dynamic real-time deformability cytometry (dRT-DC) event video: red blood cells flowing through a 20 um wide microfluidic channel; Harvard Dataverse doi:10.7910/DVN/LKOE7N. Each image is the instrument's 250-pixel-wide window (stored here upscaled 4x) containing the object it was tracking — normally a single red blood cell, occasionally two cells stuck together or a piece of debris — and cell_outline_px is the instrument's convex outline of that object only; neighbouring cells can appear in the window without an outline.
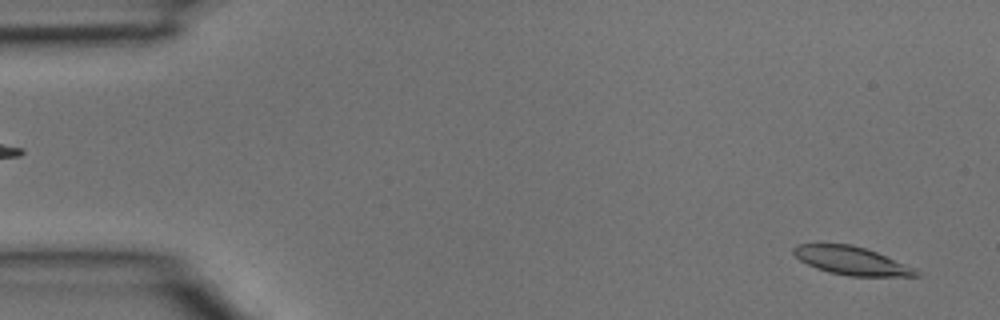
{"species": "common noctule bat (a hibernating species)", "species_latin": "Nyctalus noctula", "temperature_condition": "room temperature", "stored_images_in_passage": 38, "camera_frame_rate_fps": 3000, "um_per_image_px": 0.085, "animal": {"sex": "male", "body_mass_g": 15.6}, "frame": {"image": 1, "passage_image": 1, "time_ms": 0.0, "image_size_px": [1000, 320], "cell_outline_px": [[920, 276], [848, 276], [828, 272], [816, 268], [800, 260], [792, 252], [792, 248], [796, 244], [852, 244], [876, 252], [916, 268], [920, 272]], "centroid_in_image_um": [72.38, 22.16], "position_along_channel_um": 12.6, "area_um2": 20.11}}
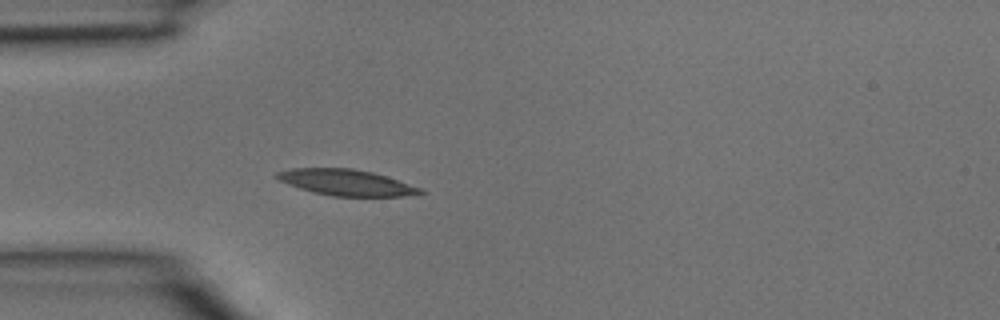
{"frame": {"image": 2, "passage_image": 10, "time_ms": 3.0, "image_size_px": [1000, 320], "cell_outline_px": [[428, 192], [420, 196], [332, 196], [312, 192], [288, 184], [280, 180], [276, 176], [276, 172], [292, 168], [352, 168], [372, 172], [388, 176], [420, 188]], "centroid_in_image_um": [29.51, 15.52], "position_along_channel_um": 55.5, "area_um2": 21.91}}
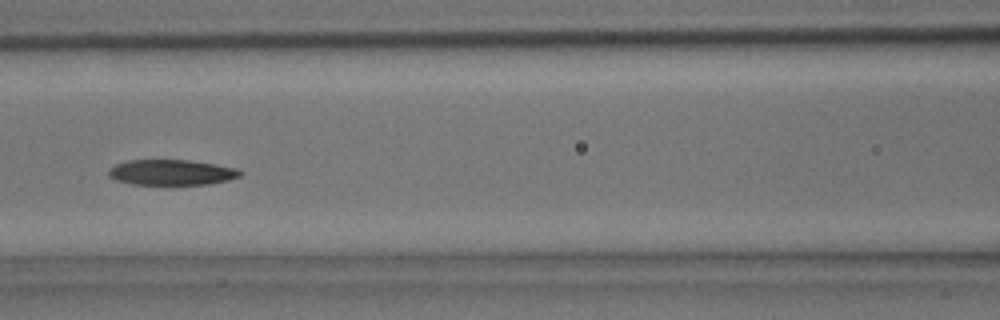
{"frame": {"image": 3, "passage_image": 16, "time_ms": 5.0, "image_size_px": [1000, 320], "cell_outline_px": [[244, 172], [240, 176], [228, 180], [208, 184], [172, 188], [132, 184], [116, 180], [108, 176], [108, 172], [116, 164], [128, 160], [188, 160], [216, 164], [236, 168]], "centroid_in_image_um": [14.6, 14.71], "position_along_channel_um": 152.0, "area_um2": 20.52}}